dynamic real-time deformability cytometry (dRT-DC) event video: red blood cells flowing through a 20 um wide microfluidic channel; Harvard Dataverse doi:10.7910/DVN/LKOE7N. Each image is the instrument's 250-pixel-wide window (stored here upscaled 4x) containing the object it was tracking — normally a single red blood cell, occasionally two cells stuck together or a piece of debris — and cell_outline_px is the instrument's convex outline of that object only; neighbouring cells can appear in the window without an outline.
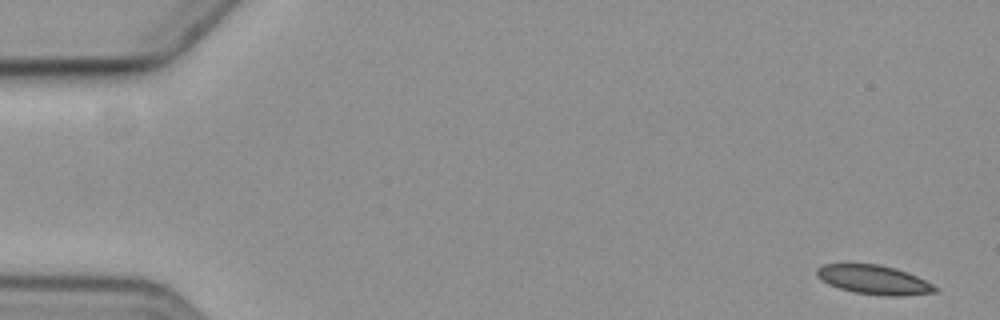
{"species": "common noctule bat (a hibernating species)", "species_latin": "Nyctalus noctula", "temperature_condition": "cold", "stored_images_in_passage": 4, "camera_frame_rate_fps": 3000, "um_per_image_px": 0.085, "animal": {"sex": "female", "body_mass_g": 19.3, "forearm_length_mm": 54.1}, "frame": {"image": 1, "passage_image": 1, "time_ms": 0.0, "image_size_px": [1000, 320], "cell_outline_px": [[940, 292], [900, 296], [888, 296], [852, 292], [828, 284], [820, 280], [816, 276], [816, 268], [824, 264], [848, 260], [880, 264], [896, 268], [908, 272], [940, 288]], "centroid_in_image_um": [74.22, 23.73], "position_along_channel_um": 10.8, "area_um2": 21.1}}
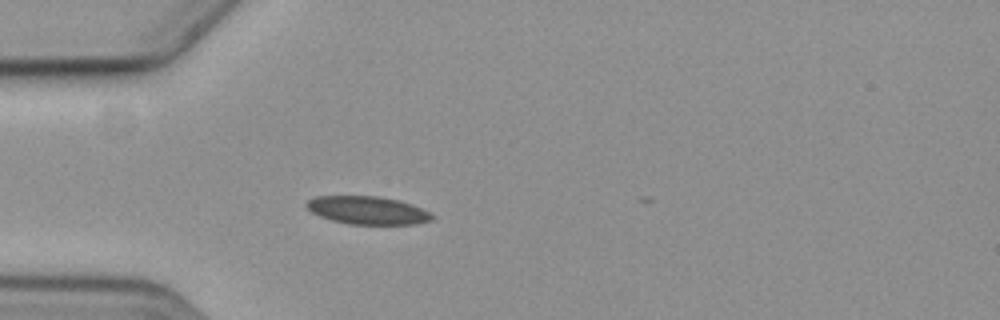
{"frame": {"image": 2, "passage_image": 4, "time_ms": 5.0, "image_size_px": [1000, 320], "cell_outline_px": [[436, 216], [432, 220], [416, 224], [348, 224], [332, 220], [320, 216], [312, 212], [304, 204], [308, 200], [316, 196], [380, 196], [400, 200], [412, 204], [432, 212]], "centroid_in_image_um": [31.3, 17.87], "position_along_channel_um": 53.7, "area_um2": 20.69}}